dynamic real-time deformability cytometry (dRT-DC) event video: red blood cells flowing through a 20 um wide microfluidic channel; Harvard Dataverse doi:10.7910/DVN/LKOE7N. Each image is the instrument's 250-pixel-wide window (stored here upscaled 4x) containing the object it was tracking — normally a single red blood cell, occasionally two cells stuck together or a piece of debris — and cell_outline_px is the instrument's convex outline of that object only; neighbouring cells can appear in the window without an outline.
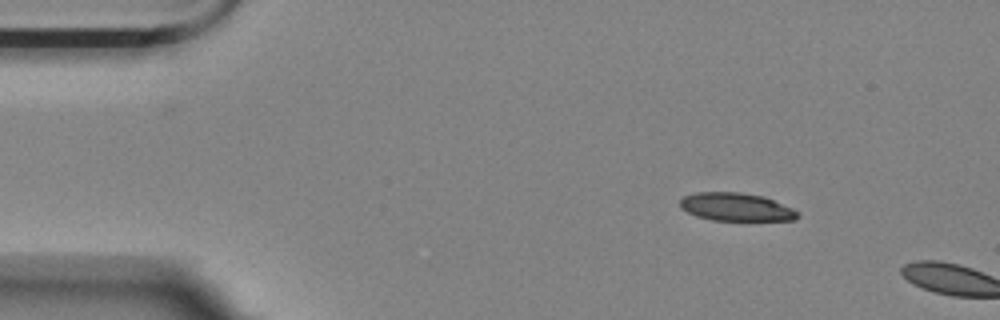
{"species": "Egyptian fruit bat (a non-hibernating species)", "species_latin": "Rousettus aegyptiacus", "temperature_condition": "room temperature", "stored_images_in_passage": 14, "camera_frame_rate_fps": 3000, "um_per_image_px": 0.085, "animal": {"sex": "female"}, "frame": {"image": 1, "passage_image": 7, "time_ms": 2.0, "image_size_px": [1000, 320], "cell_outline_px": [[800, 216], [796, 220], [712, 220], [696, 216], [680, 208], [680, 200], [684, 196], [696, 192], [740, 192], [764, 196], [792, 208], [800, 212]], "centroid_in_image_um": [62.58, 17.59], "position_along_channel_um": 22.4, "area_um2": 19.31}}